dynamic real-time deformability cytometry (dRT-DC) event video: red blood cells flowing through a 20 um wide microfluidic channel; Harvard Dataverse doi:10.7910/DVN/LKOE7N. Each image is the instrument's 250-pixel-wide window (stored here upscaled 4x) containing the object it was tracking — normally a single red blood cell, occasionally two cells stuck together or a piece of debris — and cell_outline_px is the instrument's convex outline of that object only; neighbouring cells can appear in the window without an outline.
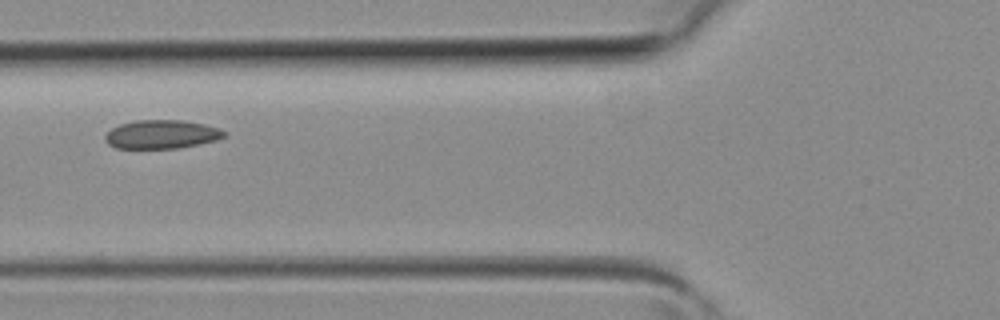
{"species": "common noctule bat (a hibernating species)", "species_latin": "Nyctalus noctula", "temperature_condition": "room temperature", "stored_images_in_passage": 3, "camera_frame_rate_fps": 3000, "um_per_image_px": 0.085, "animal": {"sex": "female", "body_mass_g": 19.3, "forearm_length_mm": 54.1}, "frame": {"image": 1, "passage_image": 3, "time_ms": 0.667, "image_size_px": [1000, 320], "cell_outline_px": [[228, 136], [216, 140], [200, 144], [180, 148], [116, 148], [108, 144], [104, 140], [104, 136], [112, 128], [120, 124], [136, 120], [184, 120], [204, 124], [220, 128], [228, 132]], "centroid_in_image_um": [13.78, 11.42], "position_along_channel_um": 112.0, "area_um2": 20.11}}